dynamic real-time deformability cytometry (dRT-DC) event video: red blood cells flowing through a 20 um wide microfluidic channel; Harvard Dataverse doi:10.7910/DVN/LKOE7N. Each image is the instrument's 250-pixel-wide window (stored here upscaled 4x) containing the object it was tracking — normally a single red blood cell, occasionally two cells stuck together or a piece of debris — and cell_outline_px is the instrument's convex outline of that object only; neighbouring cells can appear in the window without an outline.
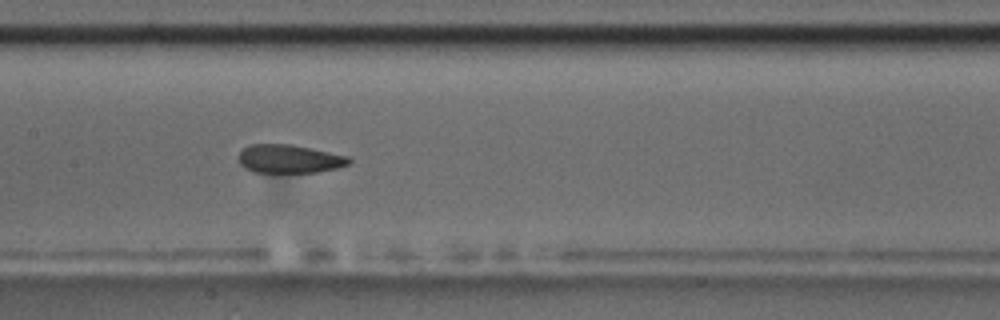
{"species": "common noctule bat (a hibernating species)", "species_latin": "Nyctalus noctula", "temperature_condition": "room temperature", "stored_images_in_passage": 11, "camera_frame_rate_fps": 3000, "um_per_image_px": 0.085, "animal": {"sex": "male", "body_mass_g": 17.5, "forearm_length_mm": 52.3}, "frame": {"image": 1, "passage_image": 8, "time_ms": 8.0, "image_size_px": [1000, 320], "cell_outline_px": [[352, 160], [348, 164], [336, 168], [316, 172], [252, 172], [244, 168], [240, 164], [236, 156], [248, 144], [292, 144], [348, 156]], "centroid_in_image_um": [24.54, 13.5], "position_along_channel_um": 182.9, "area_um2": 18.38}}